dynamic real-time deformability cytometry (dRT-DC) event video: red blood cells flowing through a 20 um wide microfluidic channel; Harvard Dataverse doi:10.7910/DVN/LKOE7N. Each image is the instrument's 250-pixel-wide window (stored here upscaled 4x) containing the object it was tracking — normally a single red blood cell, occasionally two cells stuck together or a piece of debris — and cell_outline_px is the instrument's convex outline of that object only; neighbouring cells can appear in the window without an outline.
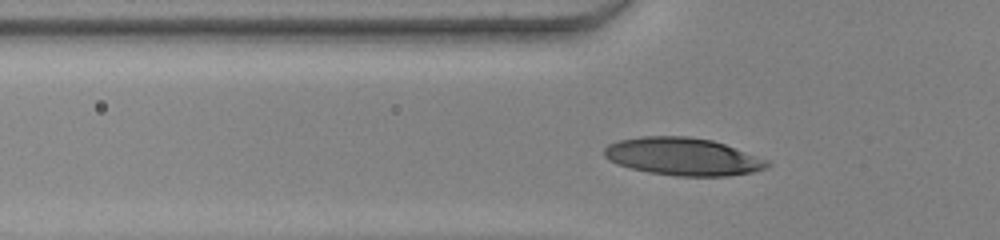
{"species": "human", "species_latin": "Homo sapiens", "temperature_condition": "warm", "stored_images_in_passage": 37, "camera_frame_rate_fps": 3000, "um_per_image_px": 0.085, "donor": {"sex": "female"}, "frame": {"image": 1, "passage_image": 10, "time_ms": 3.0, "image_size_px": [1000, 240], "cell_outline_px": [[772, 164], [768, 168], [752, 172], [728, 176], [676, 176], [648, 172], [616, 164], [608, 160], [604, 156], [604, 148], [608, 144], [620, 140], [640, 136], [688, 136], [712, 140], [724, 144], [768, 160]], "centroid_in_image_um": [58.04, 13.31], "position_along_channel_um": 67.8, "area_um2": 35.84}}
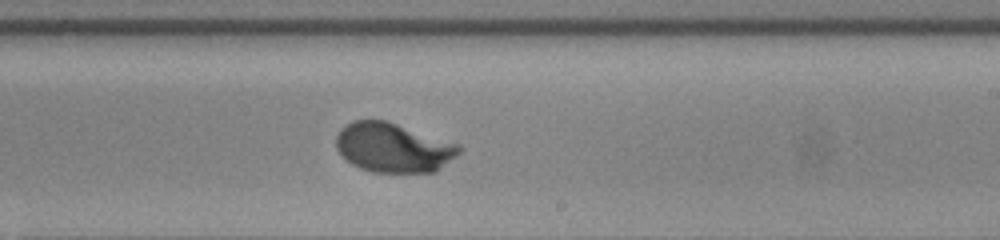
{"frame": {"image": 2, "passage_image": 25, "time_ms": 8.0, "image_size_px": [1000, 240], "cell_outline_px": [[464, 148], [456, 156], [436, 172], [372, 172], [360, 168], [352, 164], [336, 148], [336, 136], [340, 128], [352, 120], [388, 120], [460, 144]], "centroid_in_image_um": [33.45, 12.53], "position_along_channel_um": 255.5, "area_um2": 35.72}}
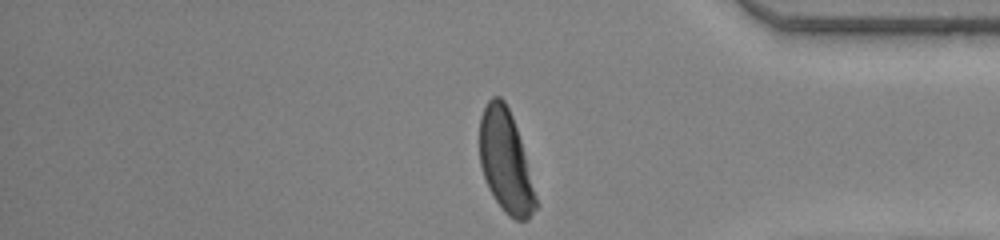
{"frame": {"image": 3, "passage_image": 37, "time_ms": 12.0, "image_size_px": [1000, 240], "cell_outline_px": [[536, 208], [528, 220], [516, 220], [508, 216], [504, 212], [496, 200], [484, 176], [480, 164], [480, 116], [488, 100], [492, 96], [500, 96], [504, 100], [512, 116], [520, 140], [536, 196]], "centroid_in_image_um": [42.96, 13.71], "position_along_channel_um": 392.2, "area_um2": 32.83}, "authors_computed_cell_mechanics": {"area_um2": 35.4314, "velocity_mm_per_s": 3.7904, "shape_relaxation_time_tau1_ms": 2.7858, "shape_relaxation_time_tau2_ms": null, "deformation_change_tau1": 0.1912, "deformation_change_tau2": null}}